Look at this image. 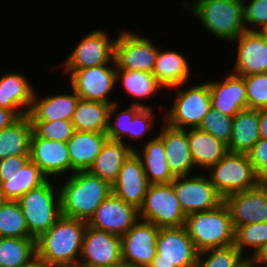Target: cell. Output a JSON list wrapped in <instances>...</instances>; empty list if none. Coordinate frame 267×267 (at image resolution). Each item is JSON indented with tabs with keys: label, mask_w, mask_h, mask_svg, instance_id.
<instances>
[{
	"label": "cell",
	"mask_w": 267,
	"mask_h": 267,
	"mask_svg": "<svg viewBox=\"0 0 267 267\" xmlns=\"http://www.w3.org/2000/svg\"><path fill=\"white\" fill-rule=\"evenodd\" d=\"M65 179V180H64ZM57 180L61 215L88 222L99 205L112 193V186L88 170ZM62 182V183H61Z\"/></svg>",
	"instance_id": "obj_1"
},
{
	"label": "cell",
	"mask_w": 267,
	"mask_h": 267,
	"mask_svg": "<svg viewBox=\"0 0 267 267\" xmlns=\"http://www.w3.org/2000/svg\"><path fill=\"white\" fill-rule=\"evenodd\" d=\"M87 222L61 215L36 239V255L62 266L79 263Z\"/></svg>",
	"instance_id": "obj_2"
},
{
	"label": "cell",
	"mask_w": 267,
	"mask_h": 267,
	"mask_svg": "<svg viewBox=\"0 0 267 267\" xmlns=\"http://www.w3.org/2000/svg\"><path fill=\"white\" fill-rule=\"evenodd\" d=\"M181 3L211 36L228 41L229 45L246 31L242 0H184Z\"/></svg>",
	"instance_id": "obj_3"
},
{
	"label": "cell",
	"mask_w": 267,
	"mask_h": 267,
	"mask_svg": "<svg viewBox=\"0 0 267 267\" xmlns=\"http://www.w3.org/2000/svg\"><path fill=\"white\" fill-rule=\"evenodd\" d=\"M184 227L198 252L234 244L235 229L227 205L186 216Z\"/></svg>",
	"instance_id": "obj_4"
},
{
	"label": "cell",
	"mask_w": 267,
	"mask_h": 267,
	"mask_svg": "<svg viewBox=\"0 0 267 267\" xmlns=\"http://www.w3.org/2000/svg\"><path fill=\"white\" fill-rule=\"evenodd\" d=\"M55 180L48 179L17 200L28 230L35 239L48 231L61 216L59 188Z\"/></svg>",
	"instance_id": "obj_5"
},
{
	"label": "cell",
	"mask_w": 267,
	"mask_h": 267,
	"mask_svg": "<svg viewBox=\"0 0 267 267\" xmlns=\"http://www.w3.org/2000/svg\"><path fill=\"white\" fill-rule=\"evenodd\" d=\"M190 85V86H187ZM182 86L186 88H182ZM182 88V89H181ZM177 94L173 105L162 116L163 121L177 129L199 128L203 118L211 108V96L207 82L183 84L172 87Z\"/></svg>",
	"instance_id": "obj_6"
},
{
	"label": "cell",
	"mask_w": 267,
	"mask_h": 267,
	"mask_svg": "<svg viewBox=\"0 0 267 267\" xmlns=\"http://www.w3.org/2000/svg\"><path fill=\"white\" fill-rule=\"evenodd\" d=\"M206 175L223 198L259 184L252 163L243 153L228 152L207 170Z\"/></svg>",
	"instance_id": "obj_7"
},
{
	"label": "cell",
	"mask_w": 267,
	"mask_h": 267,
	"mask_svg": "<svg viewBox=\"0 0 267 267\" xmlns=\"http://www.w3.org/2000/svg\"><path fill=\"white\" fill-rule=\"evenodd\" d=\"M139 219L151 222L159 228L185 225L186 215L171 183L150 184L139 208Z\"/></svg>",
	"instance_id": "obj_8"
},
{
	"label": "cell",
	"mask_w": 267,
	"mask_h": 267,
	"mask_svg": "<svg viewBox=\"0 0 267 267\" xmlns=\"http://www.w3.org/2000/svg\"><path fill=\"white\" fill-rule=\"evenodd\" d=\"M116 64L108 63L93 67L83 68L76 71H63L69 74V85L81 100L99 101L107 104L118 102L112 100L109 94L117 85Z\"/></svg>",
	"instance_id": "obj_9"
},
{
	"label": "cell",
	"mask_w": 267,
	"mask_h": 267,
	"mask_svg": "<svg viewBox=\"0 0 267 267\" xmlns=\"http://www.w3.org/2000/svg\"><path fill=\"white\" fill-rule=\"evenodd\" d=\"M150 36H143L130 30H121L114 44L116 69L137 70L152 73L158 46Z\"/></svg>",
	"instance_id": "obj_10"
},
{
	"label": "cell",
	"mask_w": 267,
	"mask_h": 267,
	"mask_svg": "<svg viewBox=\"0 0 267 267\" xmlns=\"http://www.w3.org/2000/svg\"><path fill=\"white\" fill-rule=\"evenodd\" d=\"M157 255L148 267H195L199 252L184 226L160 228Z\"/></svg>",
	"instance_id": "obj_11"
},
{
	"label": "cell",
	"mask_w": 267,
	"mask_h": 267,
	"mask_svg": "<svg viewBox=\"0 0 267 267\" xmlns=\"http://www.w3.org/2000/svg\"><path fill=\"white\" fill-rule=\"evenodd\" d=\"M201 173L203 172L193 176H176L171 182L186 216L194 212L212 210L224 202L206 172L205 175Z\"/></svg>",
	"instance_id": "obj_12"
},
{
	"label": "cell",
	"mask_w": 267,
	"mask_h": 267,
	"mask_svg": "<svg viewBox=\"0 0 267 267\" xmlns=\"http://www.w3.org/2000/svg\"><path fill=\"white\" fill-rule=\"evenodd\" d=\"M101 28L94 29L78 41L77 46L61 63L63 71H76L83 68L115 63L114 44L115 38Z\"/></svg>",
	"instance_id": "obj_13"
},
{
	"label": "cell",
	"mask_w": 267,
	"mask_h": 267,
	"mask_svg": "<svg viewBox=\"0 0 267 267\" xmlns=\"http://www.w3.org/2000/svg\"><path fill=\"white\" fill-rule=\"evenodd\" d=\"M160 228L139 219L121 239L122 261L148 267L157 255L156 239Z\"/></svg>",
	"instance_id": "obj_14"
},
{
	"label": "cell",
	"mask_w": 267,
	"mask_h": 267,
	"mask_svg": "<svg viewBox=\"0 0 267 267\" xmlns=\"http://www.w3.org/2000/svg\"><path fill=\"white\" fill-rule=\"evenodd\" d=\"M121 261L120 237L87 224L79 263L89 267H110Z\"/></svg>",
	"instance_id": "obj_15"
},
{
	"label": "cell",
	"mask_w": 267,
	"mask_h": 267,
	"mask_svg": "<svg viewBox=\"0 0 267 267\" xmlns=\"http://www.w3.org/2000/svg\"><path fill=\"white\" fill-rule=\"evenodd\" d=\"M234 229L267 222V184L227 195L224 198Z\"/></svg>",
	"instance_id": "obj_16"
},
{
	"label": "cell",
	"mask_w": 267,
	"mask_h": 267,
	"mask_svg": "<svg viewBox=\"0 0 267 267\" xmlns=\"http://www.w3.org/2000/svg\"><path fill=\"white\" fill-rule=\"evenodd\" d=\"M139 220V210L111 193L96 209L87 224L93 228L123 236Z\"/></svg>",
	"instance_id": "obj_17"
},
{
	"label": "cell",
	"mask_w": 267,
	"mask_h": 267,
	"mask_svg": "<svg viewBox=\"0 0 267 267\" xmlns=\"http://www.w3.org/2000/svg\"><path fill=\"white\" fill-rule=\"evenodd\" d=\"M30 160L48 177L62 179L70 175V158L67 143L38 138L32 133ZM52 176V177H51Z\"/></svg>",
	"instance_id": "obj_18"
},
{
	"label": "cell",
	"mask_w": 267,
	"mask_h": 267,
	"mask_svg": "<svg viewBox=\"0 0 267 267\" xmlns=\"http://www.w3.org/2000/svg\"><path fill=\"white\" fill-rule=\"evenodd\" d=\"M233 43L237 54L231 73L248 76L267 72V40L258 31H245Z\"/></svg>",
	"instance_id": "obj_19"
},
{
	"label": "cell",
	"mask_w": 267,
	"mask_h": 267,
	"mask_svg": "<svg viewBox=\"0 0 267 267\" xmlns=\"http://www.w3.org/2000/svg\"><path fill=\"white\" fill-rule=\"evenodd\" d=\"M150 183L144 172L141 159L133 152L124 162L117 179L112 185V193L138 210L142 206Z\"/></svg>",
	"instance_id": "obj_20"
},
{
	"label": "cell",
	"mask_w": 267,
	"mask_h": 267,
	"mask_svg": "<svg viewBox=\"0 0 267 267\" xmlns=\"http://www.w3.org/2000/svg\"><path fill=\"white\" fill-rule=\"evenodd\" d=\"M225 78L206 81L209 85L211 107L224 115L234 117L248 108L246 85L242 76L229 72Z\"/></svg>",
	"instance_id": "obj_21"
},
{
	"label": "cell",
	"mask_w": 267,
	"mask_h": 267,
	"mask_svg": "<svg viewBox=\"0 0 267 267\" xmlns=\"http://www.w3.org/2000/svg\"><path fill=\"white\" fill-rule=\"evenodd\" d=\"M0 77V107L12 111L18 118L28 115L35 92L25 73L6 72Z\"/></svg>",
	"instance_id": "obj_22"
},
{
	"label": "cell",
	"mask_w": 267,
	"mask_h": 267,
	"mask_svg": "<svg viewBox=\"0 0 267 267\" xmlns=\"http://www.w3.org/2000/svg\"><path fill=\"white\" fill-rule=\"evenodd\" d=\"M161 125L157 134L163 140L167 164L171 172L175 176L193 175L196 168L190 152L187 129H177L165 122Z\"/></svg>",
	"instance_id": "obj_23"
},
{
	"label": "cell",
	"mask_w": 267,
	"mask_h": 267,
	"mask_svg": "<svg viewBox=\"0 0 267 267\" xmlns=\"http://www.w3.org/2000/svg\"><path fill=\"white\" fill-rule=\"evenodd\" d=\"M70 91L53 95L48 93L40 98L35 90L28 113L31 122L71 121L80 98L72 88Z\"/></svg>",
	"instance_id": "obj_24"
},
{
	"label": "cell",
	"mask_w": 267,
	"mask_h": 267,
	"mask_svg": "<svg viewBox=\"0 0 267 267\" xmlns=\"http://www.w3.org/2000/svg\"><path fill=\"white\" fill-rule=\"evenodd\" d=\"M108 139L106 133L74 131L67 142L70 175L77 171L88 170Z\"/></svg>",
	"instance_id": "obj_25"
},
{
	"label": "cell",
	"mask_w": 267,
	"mask_h": 267,
	"mask_svg": "<svg viewBox=\"0 0 267 267\" xmlns=\"http://www.w3.org/2000/svg\"><path fill=\"white\" fill-rule=\"evenodd\" d=\"M145 138L142 149L134 152L141 159L144 172L150 184H168L176 177L167 164L165 148L162 138L156 133L152 138Z\"/></svg>",
	"instance_id": "obj_26"
},
{
	"label": "cell",
	"mask_w": 267,
	"mask_h": 267,
	"mask_svg": "<svg viewBox=\"0 0 267 267\" xmlns=\"http://www.w3.org/2000/svg\"><path fill=\"white\" fill-rule=\"evenodd\" d=\"M152 74L166 89L190 83L191 66L182 53L177 50H159Z\"/></svg>",
	"instance_id": "obj_27"
},
{
	"label": "cell",
	"mask_w": 267,
	"mask_h": 267,
	"mask_svg": "<svg viewBox=\"0 0 267 267\" xmlns=\"http://www.w3.org/2000/svg\"><path fill=\"white\" fill-rule=\"evenodd\" d=\"M187 137L195 168L207 171L229 151L228 146L199 128L187 129Z\"/></svg>",
	"instance_id": "obj_28"
},
{
	"label": "cell",
	"mask_w": 267,
	"mask_h": 267,
	"mask_svg": "<svg viewBox=\"0 0 267 267\" xmlns=\"http://www.w3.org/2000/svg\"><path fill=\"white\" fill-rule=\"evenodd\" d=\"M133 152L130 146L121 141L108 139L88 171L112 186L124 162Z\"/></svg>",
	"instance_id": "obj_29"
},
{
	"label": "cell",
	"mask_w": 267,
	"mask_h": 267,
	"mask_svg": "<svg viewBox=\"0 0 267 267\" xmlns=\"http://www.w3.org/2000/svg\"><path fill=\"white\" fill-rule=\"evenodd\" d=\"M260 139L259 110L242 109L233 117L228 151L247 154Z\"/></svg>",
	"instance_id": "obj_30"
},
{
	"label": "cell",
	"mask_w": 267,
	"mask_h": 267,
	"mask_svg": "<svg viewBox=\"0 0 267 267\" xmlns=\"http://www.w3.org/2000/svg\"><path fill=\"white\" fill-rule=\"evenodd\" d=\"M117 84L122 83L124 91L127 92L132 98H135V102H131V105L139 106L141 108H154L152 105H145L146 103L139 102V99H149L159 93L164 87L158 82L152 73H147L137 70H123L117 69L116 71Z\"/></svg>",
	"instance_id": "obj_31"
},
{
	"label": "cell",
	"mask_w": 267,
	"mask_h": 267,
	"mask_svg": "<svg viewBox=\"0 0 267 267\" xmlns=\"http://www.w3.org/2000/svg\"><path fill=\"white\" fill-rule=\"evenodd\" d=\"M32 133V123L28 115L0 130V160L16 155L30 156Z\"/></svg>",
	"instance_id": "obj_32"
},
{
	"label": "cell",
	"mask_w": 267,
	"mask_h": 267,
	"mask_svg": "<svg viewBox=\"0 0 267 267\" xmlns=\"http://www.w3.org/2000/svg\"><path fill=\"white\" fill-rule=\"evenodd\" d=\"M48 177L29 160L10 176H0V185L7 200L17 201L28 191L44 184Z\"/></svg>",
	"instance_id": "obj_33"
},
{
	"label": "cell",
	"mask_w": 267,
	"mask_h": 267,
	"mask_svg": "<svg viewBox=\"0 0 267 267\" xmlns=\"http://www.w3.org/2000/svg\"><path fill=\"white\" fill-rule=\"evenodd\" d=\"M110 106L104 102L79 99L71 120L74 130L106 133Z\"/></svg>",
	"instance_id": "obj_34"
},
{
	"label": "cell",
	"mask_w": 267,
	"mask_h": 267,
	"mask_svg": "<svg viewBox=\"0 0 267 267\" xmlns=\"http://www.w3.org/2000/svg\"><path fill=\"white\" fill-rule=\"evenodd\" d=\"M35 255V238L0 237V267H23Z\"/></svg>",
	"instance_id": "obj_35"
},
{
	"label": "cell",
	"mask_w": 267,
	"mask_h": 267,
	"mask_svg": "<svg viewBox=\"0 0 267 267\" xmlns=\"http://www.w3.org/2000/svg\"><path fill=\"white\" fill-rule=\"evenodd\" d=\"M0 237L34 238L18 201L7 200L0 205Z\"/></svg>",
	"instance_id": "obj_36"
},
{
	"label": "cell",
	"mask_w": 267,
	"mask_h": 267,
	"mask_svg": "<svg viewBox=\"0 0 267 267\" xmlns=\"http://www.w3.org/2000/svg\"><path fill=\"white\" fill-rule=\"evenodd\" d=\"M266 242L267 222L243 225L235 229L234 245L246 258L255 256ZM247 248L254 251L248 253Z\"/></svg>",
	"instance_id": "obj_37"
},
{
	"label": "cell",
	"mask_w": 267,
	"mask_h": 267,
	"mask_svg": "<svg viewBox=\"0 0 267 267\" xmlns=\"http://www.w3.org/2000/svg\"><path fill=\"white\" fill-rule=\"evenodd\" d=\"M246 257L234 244L199 252L195 267H237Z\"/></svg>",
	"instance_id": "obj_38"
},
{
	"label": "cell",
	"mask_w": 267,
	"mask_h": 267,
	"mask_svg": "<svg viewBox=\"0 0 267 267\" xmlns=\"http://www.w3.org/2000/svg\"><path fill=\"white\" fill-rule=\"evenodd\" d=\"M119 106V102L113 103L110 106L108 115V127L106 134L110 140L114 141H121L126 137L134 116L142 109L139 106L130 105L123 108L124 110L119 111ZM115 114L116 116L114 118Z\"/></svg>",
	"instance_id": "obj_39"
},
{
	"label": "cell",
	"mask_w": 267,
	"mask_h": 267,
	"mask_svg": "<svg viewBox=\"0 0 267 267\" xmlns=\"http://www.w3.org/2000/svg\"><path fill=\"white\" fill-rule=\"evenodd\" d=\"M199 129L228 145L232 136L233 117L224 115L211 107L203 118Z\"/></svg>",
	"instance_id": "obj_40"
},
{
	"label": "cell",
	"mask_w": 267,
	"mask_h": 267,
	"mask_svg": "<svg viewBox=\"0 0 267 267\" xmlns=\"http://www.w3.org/2000/svg\"><path fill=\"white\" fill-rule=\"evenodd\" d=\"M155 110H153V108H142L133 118L132 123L129 126V132L126 135V138H123L121 140V142L127 146H130L133 150H135L138 146H136L137 144H129L128 142H126L127 138L128 140L133 139L134 140H140L139 142H141V140L143 141V138H145V135L149 136V135H153L155 136L157 133L155 131H153L154 127V121H156V119L160 116H155V114L153 113ZM156 118V119H155ZM154 132L153 134H151L152 132Z\"/></svg>",
	"instance_id": "obj_41"
},
{
	"label": "cell",
	"mask_w": 267,
	"mask_h": 267,
	"mask_svg": "<svg viewBox=\"0 0 267 267\" xmlns=\"http://www.w3.org/2000/svg\"><path fill=\"white\" fill-rule=\"evenodd\" d=\"M33 133L38 138L61 141L67 143L73 133L74 127L71 121L56 120L51 122H31Z\"/></svg>",
	"instance_id": "obj_42"
},
{
	"label": "cell",
	"mask_w": 267,
	"mask_h": 267,
	"mask_svg": "<svg viewBox=\"0 0 267 267\" xmlns=\"http://www.w3.org/2000/svg\"><path fill=\"white\" fill-rule=\"evenodd\" d=\"M242 77L246 85L248 108H267V72Z\"/></svg>",
	"instance_id": "obj_43"
},
{
	"label": "cell",
	"mask_w": 267,
	"mask_h": 267,
	"mask_svg": "<svg viewBox=\"0 0 267 267\" xmlns=\"http://www.w3.org/2000/svg\"><path fill=\"white\" fill-rule=\"evenodd\" d=\"M242 20L246 31H258L267 25V0H242Z\"/></svg>",
	"instance_id": "obj_44"
},
{
	"label": "cell",
	"mask_w": 267,
	"mask_h": 267,
	"mask_svg": "<svg viewBox=\"0 0 267 267\" xmlns=\"http://www.w3.org/2000/svg\"><path fill=\"white\" fill-rule=\"evenodd\" d=\"M259 184H267V139L260 138L247 153Z\"/></svg>",
	"instance_id": "obj_45"
},
{
	"label": "cell",
	"mask_w": 267,
	"mask_h": 267,
	"mask_svg": "<svg viewBox=\"0 0 267 267\" xmlns=\"http://www.w3.org/2000/svg\"><path fill=\"white\" fill-rule=\"evenodd\" d=\"M30 156H12L0 160V176H10L27 164Z\"/></svg>",
	"instance_id": "obj_46"
},
{
	"label": "cell",
	"mask_w": 267,
	"mask_h": 267,
	"mask_svg": "<svg viewBox=\"0 0 267 267\" xmlns=\"http://www.w3.org/2000/svg\"><path fill=\"white\" fill-rule=\"evenodd\" d=\"M17 119L18 117L12 111L0 107V130L8 127Z\"/></svg>",
	"instance_id": "obj_47"
},
{
	"label": "cell",
	"mask_w": 267,
	"mask_h": 267,
	"mask_svg": "<svg viewBox=\"0 0 267 267\" xmlns=\"http://www.w3.org/2000/svg\"><path fill=\"white\" fill-rule=\"evenodd\" d=\"M23 267H64L59 264L48 262L39 256L35 255L28 263Z\"/></svg>",
	"instance_id": "obj_48"
},
{
	"label": "cell",
	"mask_w": 267,
	"mask_h": 267,
	"mask_svg": "<svg viewBox=\"0 0 267 267\" xmlns=\"http://www.w3.org/2000/svg\"><path fill=\"white\" fill-rule=\"evenodd\" d=\"M260 138L267 139V108L259 109Z\"/></svg>",
	"instance_id": "obj_49"
},
{
	"label": "cell",
	"mask_w": 267,
	"mask_h": 267,
	"mask_svg": "<svg viewBox=\"0 0 267 267\" xmlns=\"http://www.w3.org/2000/svg\"><path fill=\"white\" fill-rule=\"evenodd\" d=\"M252 259L258 265V267L267 266V242L262 246L259 252L252 257Z\"/></svg>",
	"instance_id": "obj_50"
},
{
	"label": "cell",
	"mask_w": 267,
	"mask_h": 267,
	"mask_svg": "<svg viewBox=\"0 0 267 267\" xmlns=\"http://www.w3.org/2000/svg\"><path fill=\"white\" fill-rule=\"evenodd\" d=\"M237 267H258V265L253 261L252 258H246L240 265Z\"/></svg>",
	"instance_id": "obj_51"
},
{
	"label": "cell",
	"mask_w": 267,
	"mask_h": 267,
	"mask_svg": "<svg viewBox=\"0 0 267 267\" xmlns=\"http://www.w3.org/2000/svg\"><path fill=\"white\" fill-rule=\"evenodd\" d=\"M110 267H138V266H134V265L129 264L127 262L121 261L120 263L112 265Z\"/></svg>",
	"instance_id": "obj_52"
},
{
	"label": "cell",
	"mask_w": 267,
	"mask_h": 267,
	"mask_svg": "<svg viewBox=\"0 0 267 267\" xmlns=\"http://www.w3.org/2000/svg\"><path fill=\"white\" fill-rule=\"evenodd\" d=\"M258 32L267 40V25L263 26Z\"/></svg>",
	"instance_id": "obj_53"
},
{
	"label": "cell",
	"mask_w": 267,
	"mask_h": 267,
	"mask_svg": "<svg viewBox=\"0 0 267 267\" xmlns=\"http://www.w3.org/2000/svg\"><path fill=\"white\" fill-rule=\"evenodd\" d=\"M6 201H7V199H6L4 192H3L1 185H0V205L4 204Z\"/></svg>",
	"instance_id": "obj_54"
},
{
	"label": "cell",
	"mask_w": 267,
	"mask_h": 267,
	"mask_svg": "<svg viewBox=\"0 0 267 267\" xmlns=\"http://www.w3.org/2000/svg\"><path fill=\"white\" fill-rule=\"evenodd\" d=\"M64 267H89L80 263H75V264H70V265H66Z\"/></svg>",
	"instance_id": "obj_55"
}]
</instances>
